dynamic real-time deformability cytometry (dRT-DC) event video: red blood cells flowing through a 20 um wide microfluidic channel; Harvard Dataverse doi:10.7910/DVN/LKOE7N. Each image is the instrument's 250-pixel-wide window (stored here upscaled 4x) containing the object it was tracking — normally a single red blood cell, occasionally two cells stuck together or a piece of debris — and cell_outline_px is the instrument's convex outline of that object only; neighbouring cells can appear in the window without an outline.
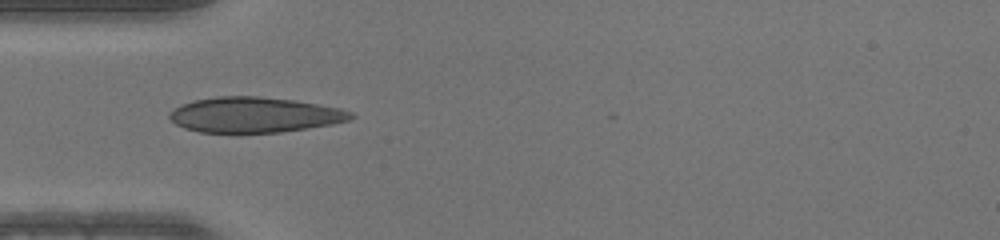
{"species": "human", "species_latin": "Homo sapiens", "temperature_condition": "warm", "stored_images_in_passage": 35, "camera_frame_rate_fps": 3000, "um_per_image_px": 0.085, "donor": {"sex": "male"}, "frame": {"image": 1, "passage_image": 1, "time_ms": 0.0, "image_size_px": [1000, 240], "cell_outline_px": [[356, 116], [348, 120], [332, 124], [308, 128], [280, 132], [236, 136], [200, 132], [184, 128], [176, 124], [168, 116], [176, 108], [192, 100], [216, 96], [260, 96], [296, 100], [340, 108], [352, 112]], "centroid_in_image_um": [21.62, 9.8], "position_along_channel_um": 63.4, "area_um2": 38.38}}
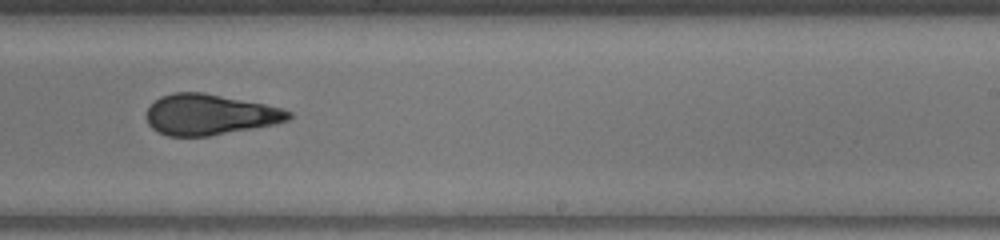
{"frame": {"image": 2, "passage_image": 16, "time_ms": 5.0, "image_size_px": [1000, 240], "cell_outline_px": [[292, 116], [288, 120], [276, 124], [208, 136], [168, 136], [156, 132], [148, 124], [144, 116], [148, 108], [160, 96], [172, 92], [204, 92], [284, 108], [292, 112]], "centroid_in_image_um": [17.8, 9.74], "position_along_channel_um": 271.2, "area_um2": 33.99}}
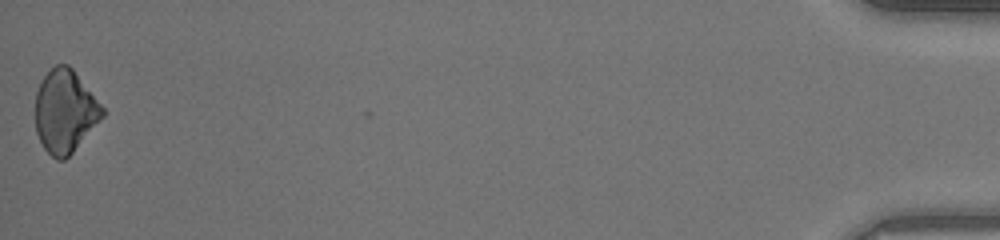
{"frame": {"image": 3, "passage_image": 35, "time_ms": 11.333, "image_size_px": [1000, 240], "cell_outline_px": [[104, 116], [72, 152], [64, 160], [56, 160], [44, 148], [36, 132], [36, 92], [44, 76], [56, 64], [68, 64], [72, 68], [104, 108]], "centroid_in_image_um": [5.52, 9.46], "position_along_channel_um": 429.7, "area_um2": 31.96}}